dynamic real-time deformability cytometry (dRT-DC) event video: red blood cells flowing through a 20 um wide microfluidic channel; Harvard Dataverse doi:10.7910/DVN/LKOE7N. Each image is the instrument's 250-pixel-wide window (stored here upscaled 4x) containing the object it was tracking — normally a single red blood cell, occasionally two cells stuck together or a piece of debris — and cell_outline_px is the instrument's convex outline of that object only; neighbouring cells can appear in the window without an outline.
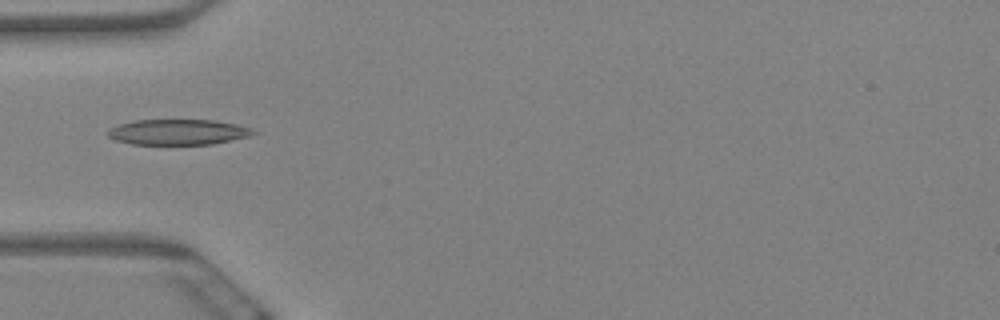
{"species": "Egyptian fruit bat (a non-hibernating species)", "species_latin": "Rousettus aegyptiacus", "temperature_condition": "warm", "stored_images_in_passage": 4, "camera_frame_rate_fps": 3000, "um_per_image_px": 0.085, "animal": {"sex": "female"}, "frame": {"image": 1, "passage_image": 3, "time_ms": 0.667, "image_size_px": [1000, 320], "cell_outline_px": [[256, 132], [252, 136], [212, 144], [132, 144], [116, 140], [108, 136], [108, 132], [112, 128], [120, 124], [136, 120], [212, 120], [236, 124], [252, 128]], "centroid_in_image_um": [15.19, 11.22], "position_along_channel_um": 69.8, "area_um2": 21.44}}
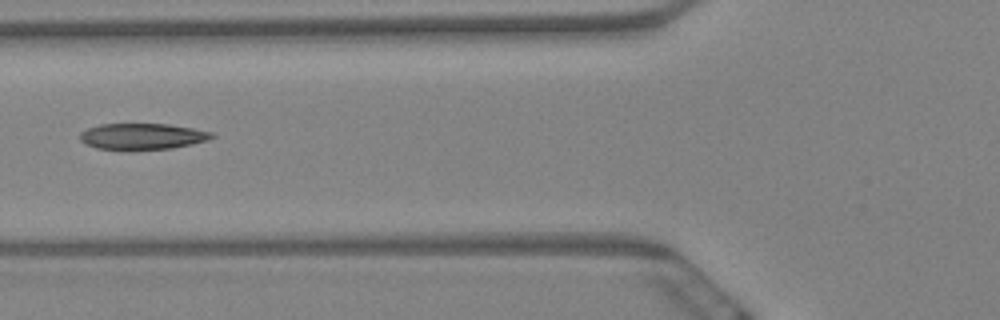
{"frame": {"image": 2, "passage_image": 4, "time_ms": 1.0, "image_size_px": [1000, 320], "cell_outline_px": [[216, 136], [208, 140], [192, 144], [172, 148], [128, 152], [96, 148], [80, 140], [80, 132], [88, 128], [100, 124], [168, 124], [192, 128], [212, 132]], "centroid_in_image_um": [12.08, 11.62], "position_along_channel_um": 113.7, "area_um2": 20.63}}